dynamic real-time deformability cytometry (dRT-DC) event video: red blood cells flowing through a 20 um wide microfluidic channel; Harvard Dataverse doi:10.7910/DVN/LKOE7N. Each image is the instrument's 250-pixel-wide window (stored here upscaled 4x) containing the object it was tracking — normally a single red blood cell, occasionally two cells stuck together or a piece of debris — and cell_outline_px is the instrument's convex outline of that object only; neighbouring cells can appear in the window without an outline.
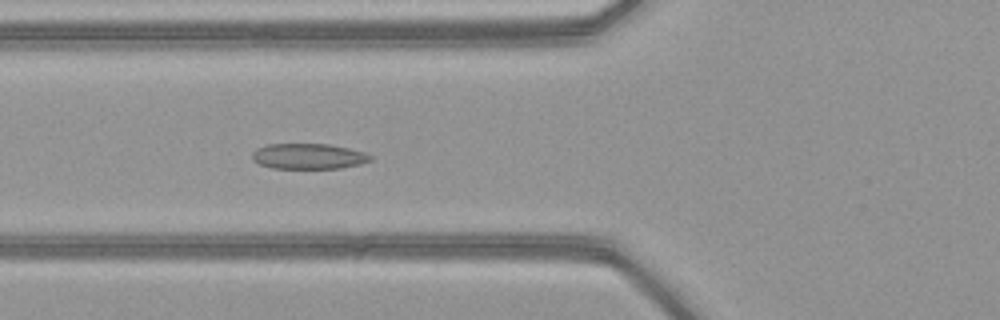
{"species": "common noctule bat (a hibernating species)", "species_latin": "Nyctalus noctula", "temperature_condition": "warm", "stored_images_in_passage": 38, "camera_frame_rate_fps": 3000, "um_per_image_px": 0.085, "animal": {"sex": "female", "body_mass_g": 21.9}, "frame": {"image": 1, "passage_image": 7, "time_ms": 2.0, "image_size_px": [1000, 320], "cell_outline_px": [[372, 160], [360, 164], [340, 168], [272, 168], [260, 164], [252, 160], [252, 152], [256, 148], [268, 144], [328, 144], [348, 148], [364, 152], [372, 156]], "centroid_in_image_um": [26.2, 13.28], "position_along_channel_um": 99.6, "area_um2": 17.57}}
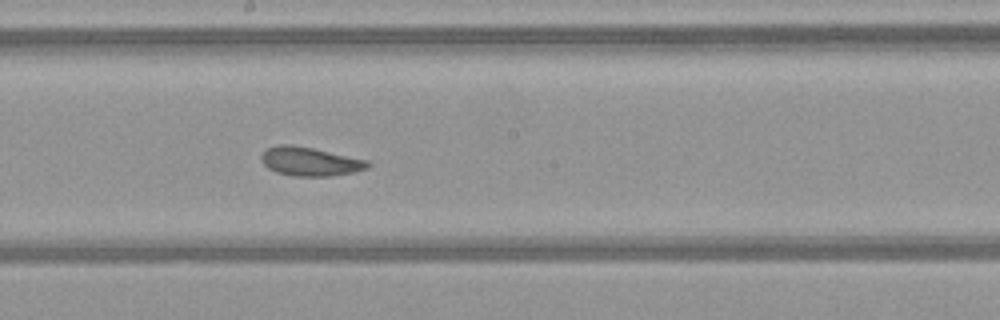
{"frame": {"image": 2, "passage_image": 16, "time_ms": 5.0, "image_size_px": [1000, 320], "cell_outline_px": [[372, 164], [368, 168], [352, 172], [328, 176], [296, 176], [276, 172], [268, 168], [260, 160], [260, 156], [268, 148], [276, 144], [292, 144], [312, 148], [368, 160]], "centroid_in_image_um": [26.33, 13.72], "position_along_channel_um": 221.9, "area_um2": 17.8}}
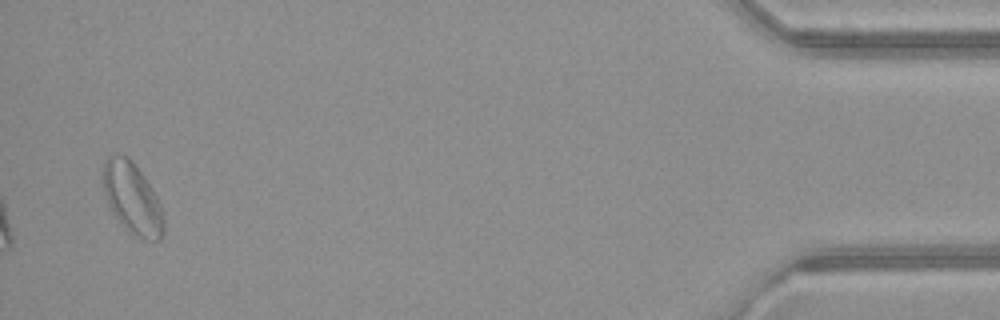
{"frame": {"image": 3, "passage_image": 37, "time_ms": 12.0, "image_size_px": [1000, 320], "cell_outline_px": [[164, 228], [160, 240], [156, 240], [140, 236], [132, 232], [116, 216], [108, 204], [104, 196], [104, 164], [108, 156], [128, 156], [132, 160], [144, 176], [156, 196], [160, 204], [164, 220]], "centroid_in_image_um": [11.26, 16.82], "position_along_channel_um": 423.9, "area_um2": 24.22}, "authors_computed_cell_mechanics": {"area_um2": 17.9758, "velocity_mm_per_s": 4.0556, "shape_relaxation_time_tau1_ms": 2.3075, "shape_relaxation_time_tau2_ms": 1.3193, "deformation_change_tau1": 0.082, "deformation_change_tau2": 0.0834}}